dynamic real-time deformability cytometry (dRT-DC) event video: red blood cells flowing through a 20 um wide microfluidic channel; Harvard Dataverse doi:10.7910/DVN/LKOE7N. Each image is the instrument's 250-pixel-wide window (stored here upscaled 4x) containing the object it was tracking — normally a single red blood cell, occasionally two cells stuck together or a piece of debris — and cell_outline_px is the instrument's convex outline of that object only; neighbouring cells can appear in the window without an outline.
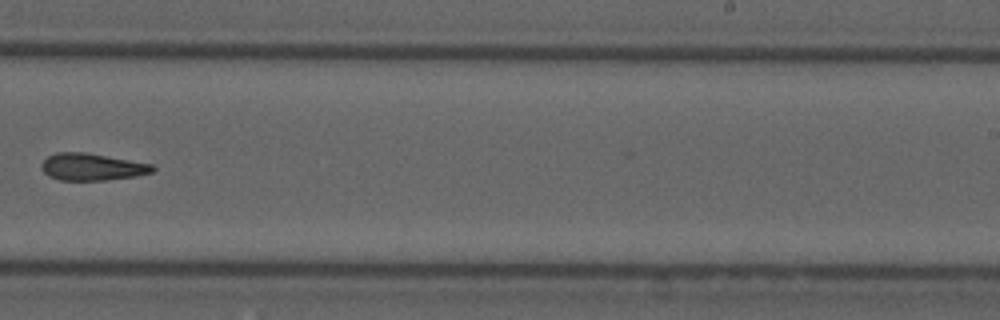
{"species": "common noctule bat (a hibernating species)", "species_latin": "Nyctalus noctula", "temperature_condition": "cold", "stored_images_in_passage": 10, "camera_frame_rate_fps": 3000, "um_per_image_px": 0.085, "animal": {"sex": "male", "forearm_length_mm": 52.5}, "frame": {"image": 1, "passage_image": 10, "time_ms": 3.0, "image_size_px": [1000, 320], "cell_outline_px": [[156, 168], [152, 172], [136, 176], [108, 180], [60, 180], [48, 176], [40, 168], [40, 164], [48, 156], [56, 152], [84, 152], [152, 164]], "centroid_in_image_um": [7.79, 14.19], "position_along_channel_um": 281.2, "area_um2": 17.51}}